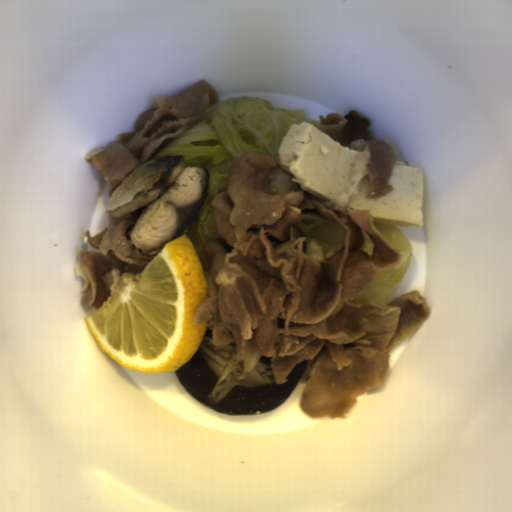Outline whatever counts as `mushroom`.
<instances>
[{"label": "mushroom", "instance_id": "1", "mask_svg": "<svg viewBox=\"0 0 512 512\" xmlns=\"http://www.w3.org/2000/svg\"><path fill=\"white\" fill-rule=\"evenodd\" d=\"M211 337L206 330L195 353L174 373L194 399L217 414L266 415L283 404L307 370L303 360L276 383L271 362L260 359L246 374L236 375V345H212Z\"/></svg>", "mask_w": 512, "mask_h": 512}]
</instances>
